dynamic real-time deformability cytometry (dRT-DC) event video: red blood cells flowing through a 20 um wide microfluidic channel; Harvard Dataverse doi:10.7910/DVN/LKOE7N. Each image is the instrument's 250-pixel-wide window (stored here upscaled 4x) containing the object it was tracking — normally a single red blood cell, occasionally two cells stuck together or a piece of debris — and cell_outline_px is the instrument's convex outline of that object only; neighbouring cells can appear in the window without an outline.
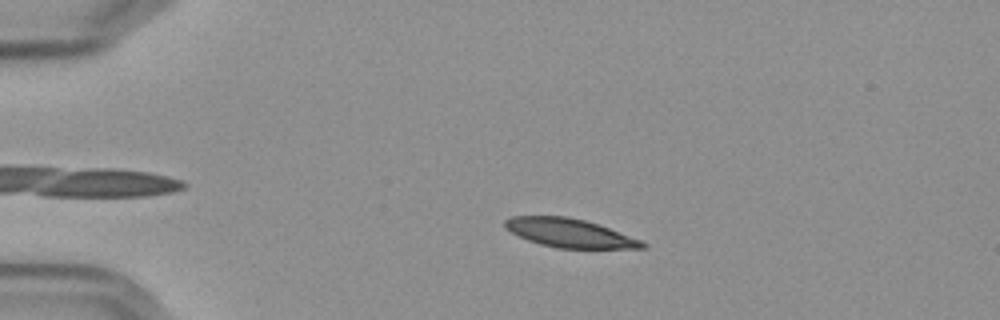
{"species": "Egyptian fruit bat (a non-hibernating species)", "species_latin": "Rousettus aegyptiacus", "temperature_condition": "cold", "stored_images_in_passage": 53, "camera_frame_rate_fps": 3000, "um_per_image_px": 0.085, "frame": {"image": 1, "passage_image": 9, "time_ms": 2.667, "image_size_px": [1000, 320], "cell_outline_px": [[648, 248], [556, 248], [540, 244], [528, 240], [504, 228], [504, 220], [512, 216], [568, 216], [584, 220], [608, 228], [640, 240], [648, 244]], "centroid_in_image_um": [48.39, 19.8], "position_along_channel_um": 36.6, "area_um2": 22.72}}
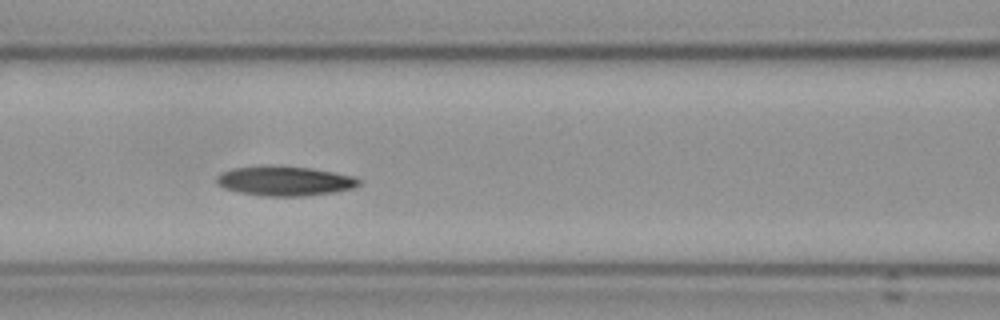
{"frame": {"image": 2, "passage_image": 22, "time_ms": 7.0, "image_size_px": [1000, 320], "cell_outline_px": [[360, 184], [352, 188], [336, 192], [304, 196], [264, 196], [236, 192], [224, 188], [216, 184], [216, 176], [220, 172], [232, 168], [256, 164], [268, 164], [312, 168], [352, 176], [360, 180]], "centroid_in_image_um": [24.11, 15.36], "position_along_channel_um": 142.5, "area_um2": 25.14}}
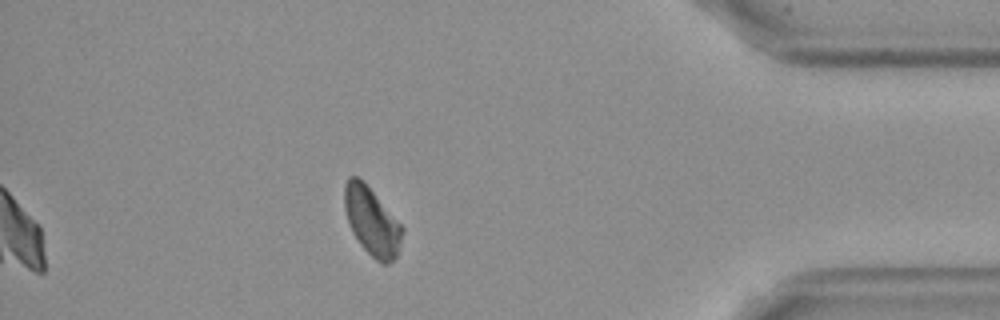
{"frame": {"image": 3, "passage_image": 47, "time_ms": 15.333, "image_size_px": [1000, 320], "cell_outline_px": [[404, 232], [396, 256], [388, 264], [384, 264], [376, 260], [360, 244], [352, 232], [344, 208], [344, 184], [348, 176], [356, 176], [364, 180], [404, 228]], "centroid_in_image_um": [31.59, 18.77], "position_along_channel_um": 403.6, "area_um2": 22.89}, "authors_computed_cell_mechanics": {"area_um2": 23.5246, "velocity_mm_per_s": 3.5689, "shape_relaxation_time_tau1_ms": null, "shape_relaxation_time_tau2_ms": 9.6587, "deformation_change_tau1": null, "deformation_change_tau2": 0.1361}}